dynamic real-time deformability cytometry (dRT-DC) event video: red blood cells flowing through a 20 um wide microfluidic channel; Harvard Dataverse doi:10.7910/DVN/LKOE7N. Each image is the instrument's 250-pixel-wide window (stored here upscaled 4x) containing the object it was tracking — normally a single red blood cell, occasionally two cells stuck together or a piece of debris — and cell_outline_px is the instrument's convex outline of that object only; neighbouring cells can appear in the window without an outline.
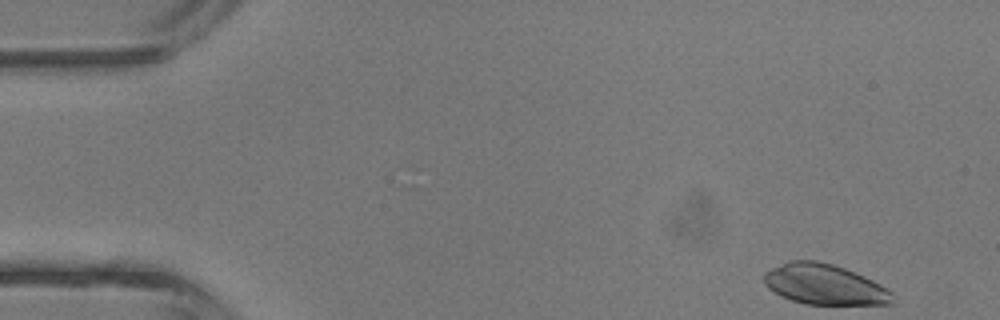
{"species": "common noctule bat (a hibernating species)", "species_latin": "Nyctalus noctula", "temperature_condition": "room temperature", "stored_images_in_passage": 4, "camera_frame_rate_fps": 3000, "um_per_image_px": 0.085, "animal": {"sex": "male", "body_mass_g": 13.3}, "frame": {"image": 1, "passage_image": 1, "time_ms": 0.0, "image_size_px": [1000, 320], "cell_outline_px": [[896, 304], [804, 304], [780, 296], [768, 288], [764, 284], [764, 272], [788, 260], [816, 260], [832, 264], [844, 268], [864, 276], [880, 284], [892, 292]], "centroid_in_image_um": [70.07, 24.18], "position_along_channel_um": 14.9, "area_um2": 30.35}}